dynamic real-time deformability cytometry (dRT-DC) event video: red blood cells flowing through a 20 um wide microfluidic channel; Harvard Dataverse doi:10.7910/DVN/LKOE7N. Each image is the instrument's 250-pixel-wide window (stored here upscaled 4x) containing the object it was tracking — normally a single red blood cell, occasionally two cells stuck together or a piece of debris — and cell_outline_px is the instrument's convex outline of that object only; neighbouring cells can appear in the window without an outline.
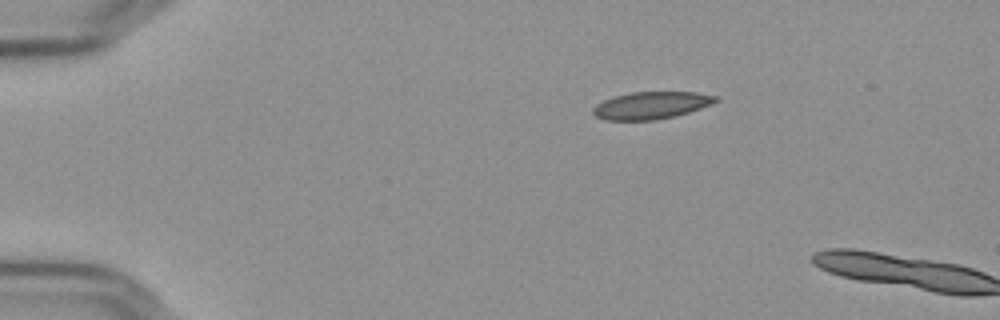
{"species": "Egyptian fruit bat (a non-hibernating species)", "species_latin": "Rousettus aegyptiacus", "temperature_condition": "cold", "stored_images_in_passage": 3, "camera_frame_rate_fps": 3000, "um_per_image_px": 0.085, "frame": {"image": 1, "passage_image": 1, "time_ms": 0.0, "image_size_px": [1000, 320], "cell_outline_px": [[720, 100], [712, 104], [676, 116], [656, 120], [604, 120], [596, 116], [592, 112], [592, 108], [596, 104], [612, 96], [632, 92], [696, 92], [720, 96]], "centroid_in_image_um": [55.37, 8.95], "position_along_channel_um": 29.6, "area_um2": 19.71}}